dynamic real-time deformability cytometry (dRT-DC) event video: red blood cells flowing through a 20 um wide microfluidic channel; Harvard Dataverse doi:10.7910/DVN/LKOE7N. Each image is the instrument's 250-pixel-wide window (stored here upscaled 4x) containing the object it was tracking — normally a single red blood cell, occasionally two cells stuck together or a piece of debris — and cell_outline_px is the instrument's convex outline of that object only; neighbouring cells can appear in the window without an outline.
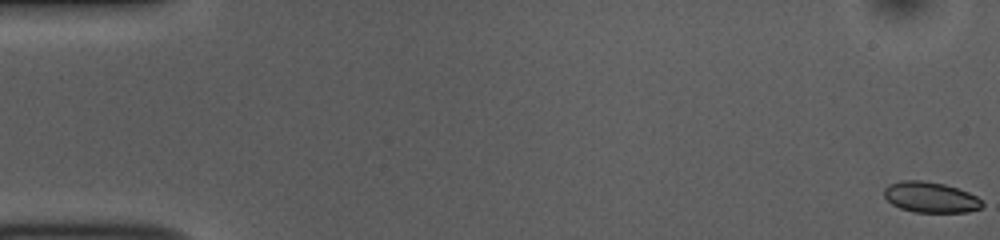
{"species": "common noctule bat (a hibernating species)", "species_latin": "Nyctalus noctula", "temperature_condition": "room temperature", "stored_images_in_passage": 53, "camera_frame_rate_fps": 3000, "um_per_image_px": 0.085, "animal": {"sex": "female", "body_mass_g": 10.0, "forearm_length_mm": 53.1}, "frame": {"image": 1, "passage_image": 1, "time_ms": 0.0, "image_size_px": [1000, 240], "cell_outline_px": [[984, 204], [980, 208], [968, 212], [916, 212], [900, 208], [892, 204], [884, 196], [884, 188], [888, 184], [904, 180], [920, 180], [944, 184], [968, 192], [976, 196]], "centroid_in_image_um": [79.08, 16.77], "position_along_channel_um": 5.9, "area_um2": 17.4}}
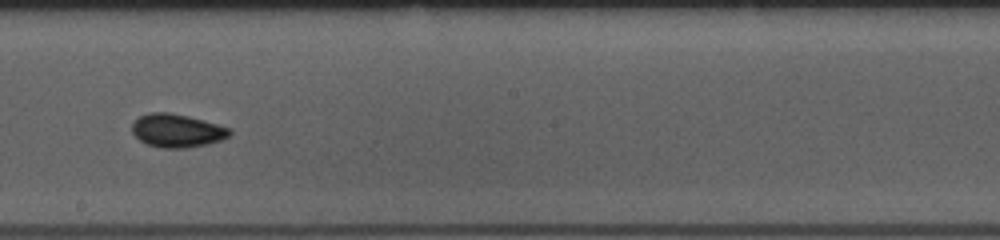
{"frame": {"image": 2, "passage_image": 30, "time_ms": 9.667, "image_size_px": [1000, 240], "cell_outline_px": [[232, 132], [228, 136], [220, 140], [208, 144], [188, 148], [160, 148], [148, 144], [140, 140], [132, 132], [132, 124], [140, 116], [148, 112], [168, 112], [188, 116], [204, 120], [232, 128]], "centroid_in_image_um": [15.06, 11.1], "position_along_channel_um": 233.1, "area_um2": 19.02}}
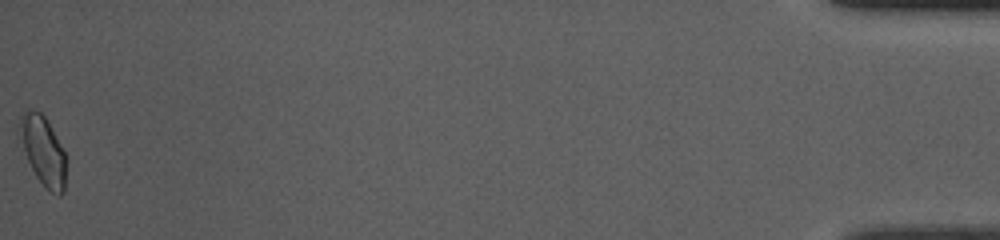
{"frame": {"image": 3, "passage_image": 53, "time_ms": 17.333, "image_size_px": [1000, 240], "cell_outline_px": [[68, 160], [64, 192], [60, 196], [48, 192], [44, 188], [36, 176], [28, 160], [24, 148], [20, 120], [20, 116], [28, 108], [40, 112], [44, 116], [64, 152]], "centroid_in_image_um": [3.74, 12.91], "position_along_channel_um": 431.5, "area_um2": 18.38}, "authors_computed_cell_mechanics": {"area_um2": 17.918, "velocity_mm_per_s": 3.8584, "shape_relaxation_time_tau1_ms": 3.7188, "shape_relaxation_time_tau2_ms": 2.1968, "deformation_change_tau1": 0.0736, "deformation_change_tau2": 0.0511}}